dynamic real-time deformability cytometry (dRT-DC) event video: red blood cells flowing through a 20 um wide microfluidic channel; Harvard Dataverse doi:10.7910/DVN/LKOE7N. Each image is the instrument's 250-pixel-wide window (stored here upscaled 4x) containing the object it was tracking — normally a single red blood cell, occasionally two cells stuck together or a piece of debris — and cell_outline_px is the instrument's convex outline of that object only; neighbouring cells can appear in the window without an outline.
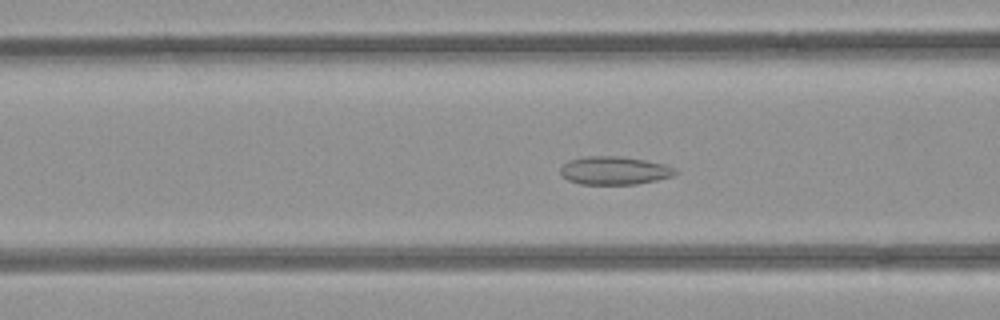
{"species": "common noctule bat (a hibernating species)", "species_latin": "Nyctalus noctula", "temperature_condition": "room temperature", "stored_images_in_passage": 52, "camera_frame_rate_fps": 3000, "um_per_image_px": 0.085, "animal": {"sex": "female", "body_mass_g": 21.9}, "frame": {"image": 1, "passage_image": 20, "time_ms": 6.333, "image_size_px": [1000, 320], "cell_outline_px": [[680, 172], [672, 176], [656, 180], [636, 184], [580, 184], [568, 180], [560, 172], [560, 168], [568, 160], [584, 156], [620, 156], [644, 160], [664, 164], [676, 168]], "centroid_in_image_um": [52.23, 14.49], "position_along_channel_um": 114.4, "area_um2": 18.9}}
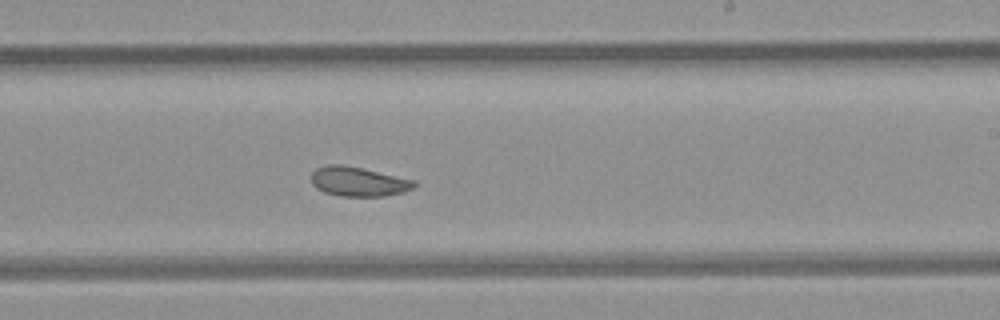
{"frame": {"image": 2, "passage_image": 31, "time_ms": 10.0, "image_size_px": [1000, 320], "cell_outline_px": [[416, 184], [412, 188], [404, 192], [384, 196], [340, 196], [324, 192], [316, 188], [312, 184], [312, 172], [316, 168], [328, 164], [340, 164], [360, 168], [416, 180]], "centroid_in_image_um": [30.45, 15.44], "position_along_channel_um": 258.6, "area_um2": 17.57}}
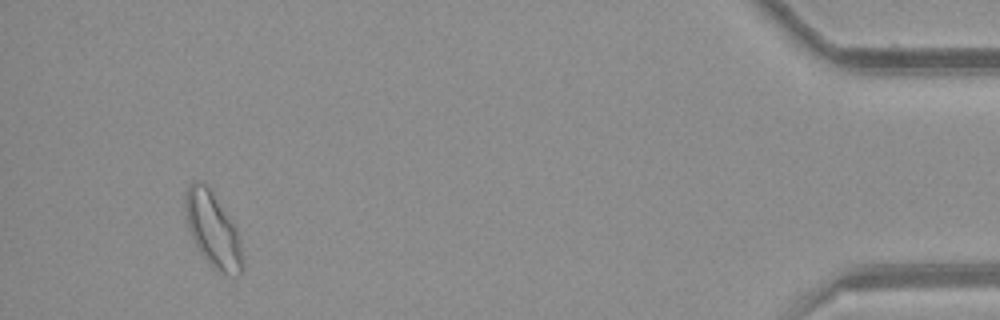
{"frame": {"image": 3, "passage_image": 49, "time_ms": 16.0, "image_size_px": [1000, 320], "cell_outline_px": [[244, 272], [236, 276], [228, 276], [216, 272], [208, 264], [196, 248], [188, 228], [184, 216], [184, 192], [188, 184], [192, 180], [204, 180], [236, 228], [240, 240], [244, 260]], "centroid_in_image_um": [18.07, 19.56], "position_along_channel_um": 417.1, "area_um2": 25.95}, "authors_computed_cell_mechanics": {"area_um2": 20.4612, "velocity_mm_per_s": 3.9323, "shape_relaxation_time_tau1_ms": null, "shape_relaxation_time_tau2_ms": 6.7409, "deformation_change_tau1": null, "deformation_change_tau2": 0.1057}}